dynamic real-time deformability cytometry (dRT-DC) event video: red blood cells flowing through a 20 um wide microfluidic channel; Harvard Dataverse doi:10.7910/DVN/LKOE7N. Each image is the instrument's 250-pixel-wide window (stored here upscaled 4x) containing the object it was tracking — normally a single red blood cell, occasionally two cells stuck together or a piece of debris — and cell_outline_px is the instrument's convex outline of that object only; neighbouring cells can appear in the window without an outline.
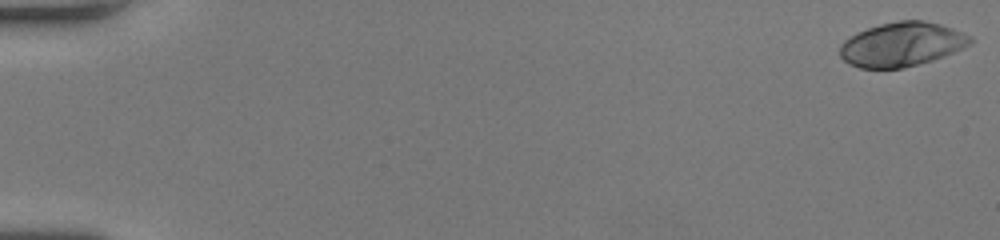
{"species": "human", "species_latin": "Homo sapiens", "temperature_condition": "room temperature", "stored_images_in_passage": 53, "camera_frame_rate_fps": 3000, "um_per_image_px": 0.085, "donor": {"sex": "female"}, "frame": {"image": 1, "passage_image": 1, "time_ms": 0.0, "image_size_px": [1000, 240], "cell_outline_px": [[972, 44], [932, 60], [904, 68], [860, 68], [848, 64], [840, 56], [840, 44], [844, 40], [856, 32], [880, 24], [900, 20], [920, 20], [940, 24], [952, 28], [972, 36]], "centroid_in_image_um": [76.63, 3.77], "position_along_channel_um": 8.4, "area_um2": 33.47}}
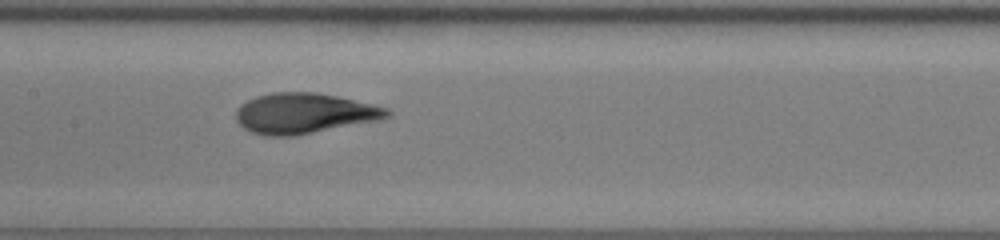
{"frame": {"image": 2, "passage_image": 28, "time_ms": 9.0, "image_size_px": [1000, 240], "cell_outline_px": [[392, 116], [376, 120], [292, 136], [264, 136], [252, 132], [244, 128], [236, 120], [236, 108], [240, 104], [256, 96], [272, 92], [316, 92], [336, 96], [388, 108], [392, 112]], "centroid_in_image_um": [25.81, 9.62], "position_along_channel_um": 181.6, "area_um2": 35.32}}
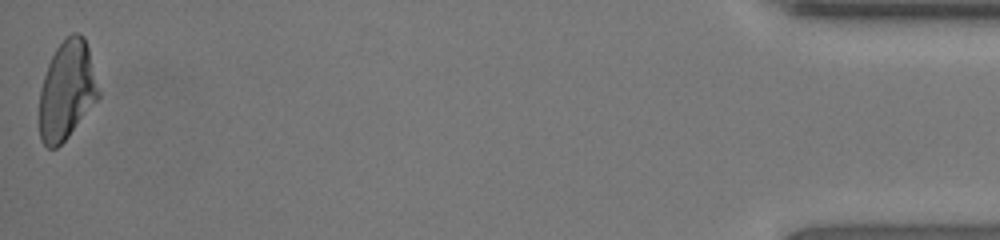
{"frame": {"image": 3, "passage_image": 53, "time_ms": 17.333, "image_size_px": [1000, 240], "cell_outline_px": [[100, 96], [68, 136], [56, 148], [48, 148], [40, 140], [40, 88], [48, 64], [56, 48], [72, 32], [80, 32], [84, 36], [88, 48], [100, 92]], "centroid_in_image_um": [5.68, 7.66], "position_along_channel_um": 429.5, "area_um2": 33.64}, "authors_computed_cell_mechanics": {"area_um2": 33.9864, "velocity_mm_per_s": 4.0495, "shape_relaxation_time_tau1_ms": 4.38, "shape_relaxation_time_tau2_ms": 0.9567, "deformation_change_tau1": 0.1948, "deformation_change_tau2": 0.0573}}